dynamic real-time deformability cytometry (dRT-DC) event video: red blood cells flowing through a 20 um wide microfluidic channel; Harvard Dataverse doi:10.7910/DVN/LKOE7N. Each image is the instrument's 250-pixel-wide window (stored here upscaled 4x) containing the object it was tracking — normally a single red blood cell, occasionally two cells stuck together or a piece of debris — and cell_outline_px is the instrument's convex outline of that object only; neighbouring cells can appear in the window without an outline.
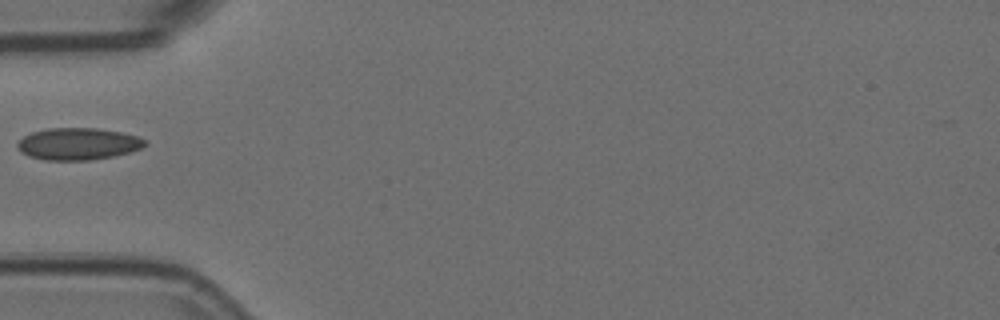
{"species": "Egyptian fruit bat (a non-hibernating species)", "species_latin": "Rousettus aegyptiacus", "temperature_condition": "room temperature", "stored_images_in_passage": 2, "camera_frame_rate_fps": 3000, "um_per_image_px": 0.085, "animal": {"sex": "female"}, "frame": {"image": 1, "passage_image": 1, "time_ms": 0.0, "image_size_px": [1000, 320], "cell_outline_px": [[148, 144], [140, 148], [128, 152], [112, 156], [88, 160], [44, 160], [28, 156], [20, 152], [16, 148], [16, 144], [24, 136], [32, 132], [48, 128], [96, 128], [120, 132], [136, 136], [144, 140]], "centroid_in_image_um": [6.57, 12.23], "position_along_channel_um": 78.4, "area_um2": 23.64}}
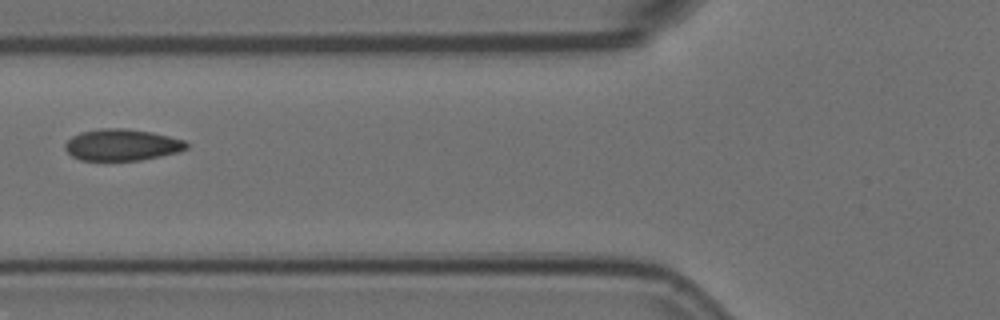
{"frame": {"image": 2, "passage_image": 2, "time_ms": 0.333, "image_size_px": [1000, 320], "cell_outline_px": [[188, 148], [176, 152], [160, 156], [140, 160], [80, 160], [72, 156], [64, 148], [64, 144], [72, 136], [80, 132], [100, 128], [124, 128], [152, 132], [184, 140], [188, 144]], "centroid_in_image_um": [10.34, 12.3], "position_along_channel_um": 115.5, "area_um2": 22.25}}